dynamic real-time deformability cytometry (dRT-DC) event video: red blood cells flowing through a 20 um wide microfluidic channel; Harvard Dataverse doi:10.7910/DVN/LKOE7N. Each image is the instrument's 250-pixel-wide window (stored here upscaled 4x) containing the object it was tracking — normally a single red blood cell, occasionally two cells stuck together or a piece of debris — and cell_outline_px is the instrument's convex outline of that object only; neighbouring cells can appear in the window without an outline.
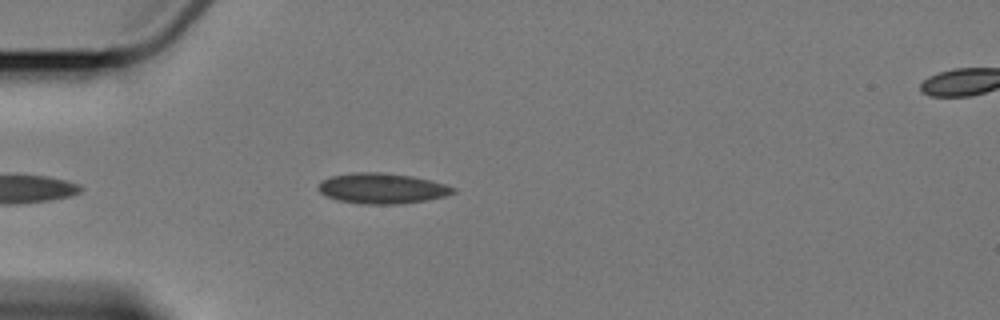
{"species": "Egyptian fruit bat (a non-hibernating species)", "species_latin": "Rousettus aegyptiacus", "temperature_condition": "cold", "stored_images_in_passage": 6, "camera_frame_rate_fps": 3000, "um_per_image_px": 0.085, "animal": {"sex": "female"}, "frame": {"image": 1, "passage_image": 5, "time_ms": 5.667, "image_size_px": [1000, 320], "cell_outline_px": [[456, 192], [448, 196], [428, 200], [400, 204], [364, 204], [340, 200], [328, 196], [320, 192], [316, 188], [320, 180], [332, 176], [352, 172], [380, 172], [412, 176], [444, 184], [456, 188]], "centroid_in_image_um": [32.48, 16.01], "position_along_channel_um": 52.5, "area_um2": 23.99}}